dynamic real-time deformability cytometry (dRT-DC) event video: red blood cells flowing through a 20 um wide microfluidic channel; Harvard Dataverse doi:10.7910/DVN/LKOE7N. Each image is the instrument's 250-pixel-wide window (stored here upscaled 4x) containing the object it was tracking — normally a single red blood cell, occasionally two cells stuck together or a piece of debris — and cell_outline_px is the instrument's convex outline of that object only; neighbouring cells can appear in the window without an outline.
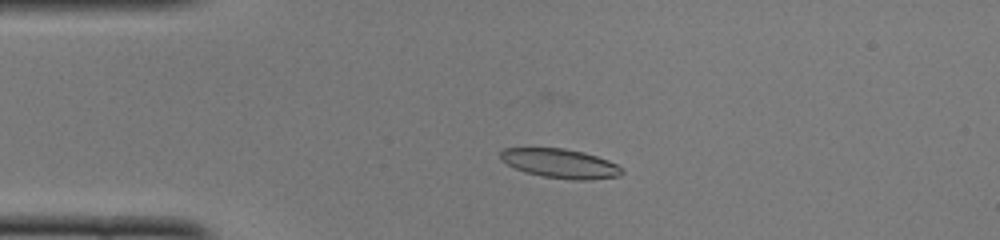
{"species": "common noctule bat (a hibernating species)", "species_latin": "Nyctalus noctula", "temperature_condition": "cold", "stored_images_in_passage": 50, "camera_frame_rate_fps": 3000, "um_per_image_px": 0.085, "animal": {"sex": "female", "body_mass_g": 22.0, "forearm_length_mm": 56.7}, "frame": {"image": 1, "passage_image": 11, "time_ms": 3.333, "image_size_px": [1000, 240], "cell_outline_px": [[624, 172], [620, 176], [588, 180], [572, 180], [544, 176], [524, 172], [500, 160], [500, 152], [504, 148], [564, 148], [584, 152], [608, 160], [624, 168]], "centroid_in_image_um": [47.65, 13.89], "position_along_channel_um": 37.4, "area_um2": 20.75}}
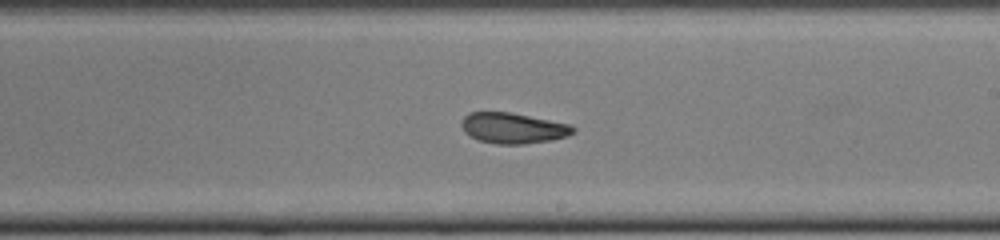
{"frame": {"image": 2, "passage_image": 29, "time_ms": 9.333, "image_size_px": [1000, 240], "cell_outline_px": [[576, 132], [568, 136], [552, 140], [524, 144], [496, 144], [476, 140], [464, 132], [460, 124], [464, 116], [472, 112], [512, 112], [568, 124], [576, 128]], "centroid_in_image_um": [43.6, 10.9], "position_along_channel_um": 245.4, "area_um2": 20.11}}
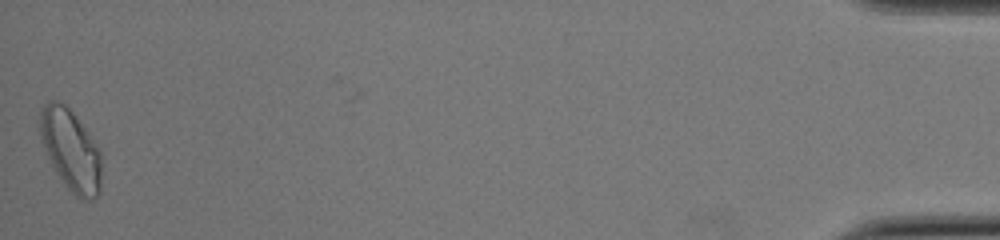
{"frame": {"image": 3, "passage_image": 50, "time_ms": 16.333, "image_size_px": [1000, 240], "cell_outline_px": [[100, 192], [92, 200], [80, 200], [68, 188], [56, 172], [40, 140], [40, 112], [44, 104], [48, 100], [56, 100], [64, 104], [72, 112], [84, 128], [100, 152]], "centroid_in_image_um": [5.99, 12.76], "position_along_channel_um": 429.2, "area_um2": 28.55}, "authors_computed_cell_mechanics": {"area_um2": 20.6635, "velocity_mm_per_s": 3.9723, "shape_relaxation_time_tau1_ms": 7.0315, "shape_relaxation_time_tau2_ms": 1.6331, "deformation_change_tau1": 0.2094, "deformation_change_tau2": 0.0768}}